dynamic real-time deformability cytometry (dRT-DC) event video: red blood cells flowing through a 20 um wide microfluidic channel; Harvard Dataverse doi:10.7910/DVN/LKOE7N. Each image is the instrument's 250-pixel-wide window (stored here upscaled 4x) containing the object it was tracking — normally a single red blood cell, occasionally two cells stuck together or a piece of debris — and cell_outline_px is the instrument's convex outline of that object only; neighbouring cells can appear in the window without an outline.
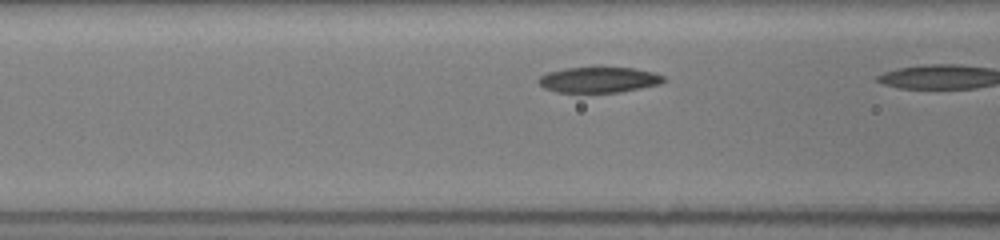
{"species": "common noctule bat (a hibernating species)", "species_latin": "Nyctalus noctula", "temperature_condition": "room temperature", "stored_images_in_passage": 5, "camera_frame_rate_fps": 3000, "um_per_image_px": 0.085, "animal": {"sex": "female", "body_mass_g": 19.5, "forearm_length_mm": 54.1}, "frame": {"image": 1, "passage_image": 4, "time_ms": 1.0, "image_size_px": [1000, 240], "cell_outline_px": [[668, 80], [660, 84], [620, 92], [556, 92], [544, 88], [536, 80], [540, 76], [548, 72], [564, 68], [600, 64], [636, 68], [652, 72], [664, 76]], "centroid_in_image_um": [50.91, 6.72], "position_along_channel_um": 115.7, "area_um2": 19.65}}